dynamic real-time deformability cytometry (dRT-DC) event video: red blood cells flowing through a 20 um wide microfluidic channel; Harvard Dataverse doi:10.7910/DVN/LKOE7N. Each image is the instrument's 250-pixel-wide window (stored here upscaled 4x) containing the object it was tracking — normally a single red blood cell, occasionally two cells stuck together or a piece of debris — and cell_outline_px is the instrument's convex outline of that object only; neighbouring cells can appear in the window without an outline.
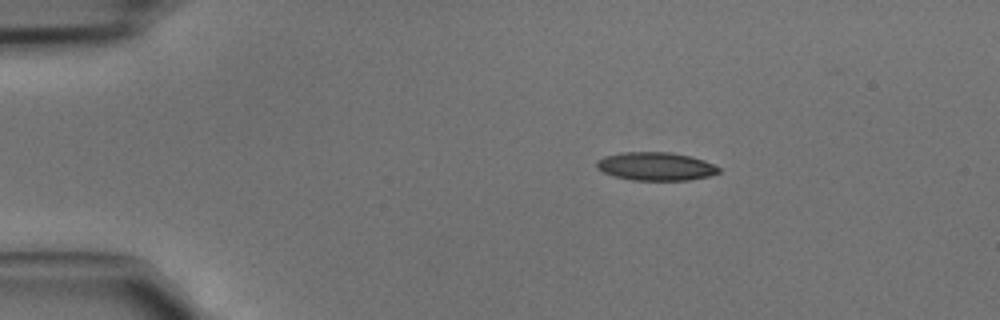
{"species": "common noctule bat (a hibernating species)", "species_latin": "Nyctalus noctula", "temperature_condition": "cold", "stored_images_in_passage": 38, "camera_frame_rate_fps": 3000, "um_per_image_px": 0.085, "animal": {"sex": "male", "body_mass_g": 15.6}, "frame": {"image": 1, "passage_image": 1, "time_ms": 0.0, "image_size_px": [1000, 320], "cell_outline_px": [[720, 172], [708, 176], [688, 180], [632, 180], [616, 176], [604, 172], [596, 168], [596, 160], [604, 156], [620, 152], [672, 152], [692, 156], [704, 160], [720, 168]], "centroid_in_image_um": [55.73, 14.13], "position_along_channel_um": 29.3, "area_um2": 20.17}}
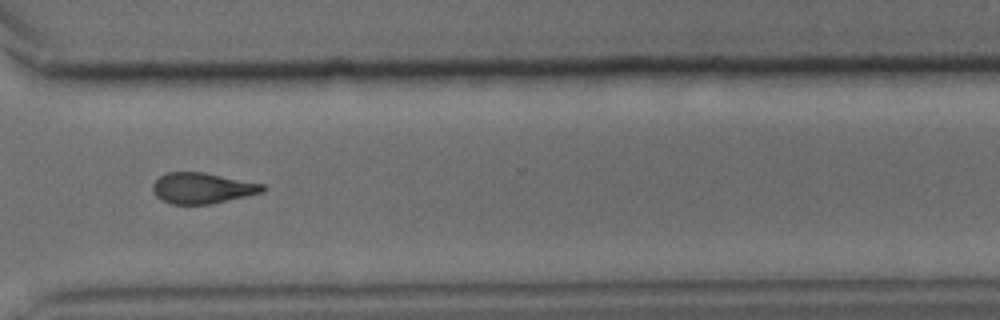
{"frame": {"image": 2, "passage_image": 27, "time_ms": 8.667, "image_size_px": [1000, 320], "cell_outline_px": [[268, 188], [264, 192], [208, 204], [172, 204], [156, 196], [152, 188], [152, 184], [160, 176], [168, 172], [204, 172], [264, 184]], "centroid_in_image_um": [17.21, 15.98], "position_along_channel_um": 353.4, "area_um2": 19.59}}
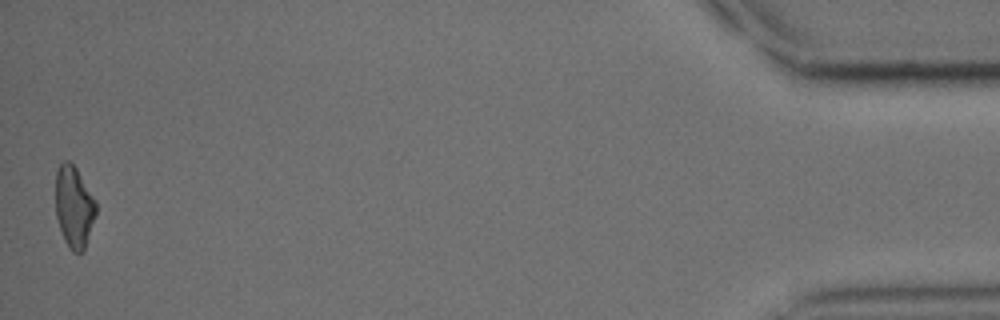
{"frame": {"image": 3, "passage_image": 38, "time_ms": 12.333, "image_size_px": [1000, 320], "cell_outline_px": [[96, 212], [84, 252], [72, 252], [68, 248], [64, 240], [56, 216], [56, 172], [60, 164], [64, 160], [68, 160], [76, 168], [96, 200]], "centroid_in_image_um": [6.29, 17.6], "position_along_channel_um": 428.9, "area_um2": 19.19}}